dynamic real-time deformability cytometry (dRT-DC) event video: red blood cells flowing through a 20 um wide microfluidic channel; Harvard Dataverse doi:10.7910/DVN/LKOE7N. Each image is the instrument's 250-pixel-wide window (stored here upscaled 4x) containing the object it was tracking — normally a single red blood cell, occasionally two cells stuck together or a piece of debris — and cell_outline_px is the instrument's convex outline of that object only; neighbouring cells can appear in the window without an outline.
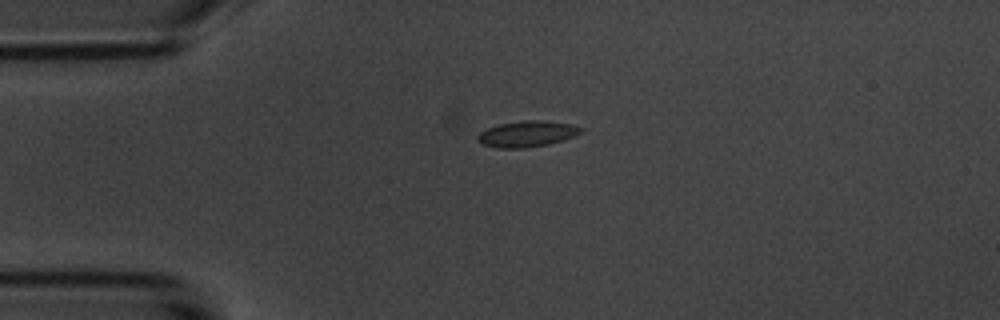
{"species": "common noctule bat (a hibernating species)", "species_latin": "Nyctalus noctula", "temperature_condition": "room temperature", "stored_images_in_passage": 5, "camera_frame_rate_fps": 3000, "um_per_image_px": 0.085, "animal": {"sex": "male", "body_mass_g": 20.1, "forearm_length_mm": 53.5}, "frame": {"image": 1, "passage_image": 4, "time_ms": 3.667, "image_size_px": [1000, 320], "cell_outline_px": [[584, 132], [564, 140], [548, 144], [524, 148], [496, 148], [480, 144], [476, 140], [476, 136], [480, 132], [488, 128], [500, 124], [524, 120], [544, 120], [572, 124], [584, 128]], "centroid_in_image_um": [44.81, 11.38], "position_along_channel_um": 40.2, "area_um2": 15.9}}